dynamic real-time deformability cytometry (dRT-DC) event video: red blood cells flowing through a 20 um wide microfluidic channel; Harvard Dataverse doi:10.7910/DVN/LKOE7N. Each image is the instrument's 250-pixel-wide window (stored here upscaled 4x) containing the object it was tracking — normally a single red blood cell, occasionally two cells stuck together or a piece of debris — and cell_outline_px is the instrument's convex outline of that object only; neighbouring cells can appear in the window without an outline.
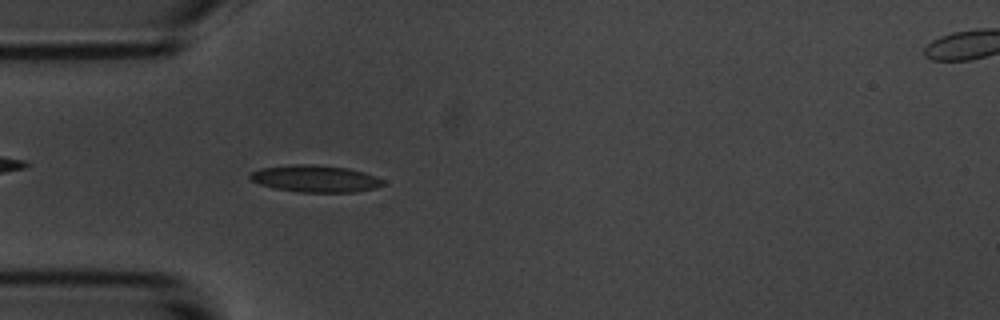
{"species": "common noctule bat (a hibernating species)", "species_latin": "Nyctalus noctula", "temperature_condition": "room temperature", "stored_images_in_passage": 55, "camera_frame_rate_fps": 3000, "um_per_image_px": 0.085, "animal": {"sex": "male", "body_mass_g": 20.1, "forearm_length_mm": 53.5}, "frame": {"image": 1, "passage_image": 15, "time_ms": 4.667, "image_size_px": [1000, 320], "cell_outline_px": [[388, 184], [376, 188], [356, 192], [300, 192], [272, 188], [260, 184], [252, 180], [248, 176], [252, 172], [260, 168], [288, 164], [312, 164], [348, 168], [364, 172], [376, 176], [384, 180]], "centroid_in_image_um": [26.83, 15.18], "position_along_channel_um": 58.2, "area_um2": 21.15}}
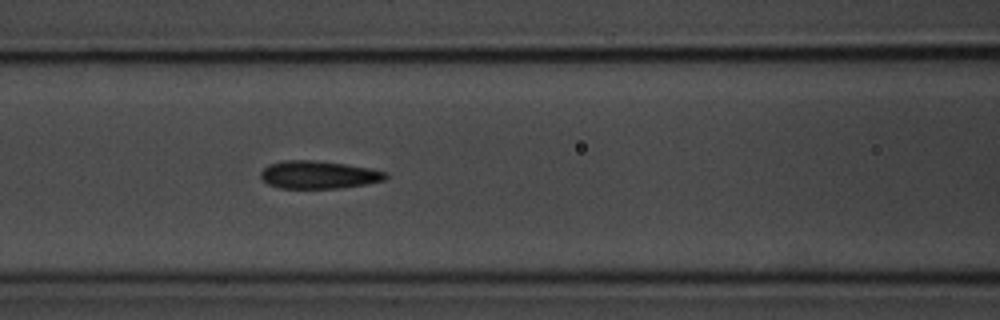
{"frame": {"image": 2, "passage_image": 22, "time_ms": 7.0, "image_size_px": [1000, 320], "cell_outline_px": [[388, 176], [384, 180], [364, 184], [340, 188], [280, 188], [268, 184], [260, 176], [260, 172], [268, 164], [284, 160], [312, 160], [344, 164], [372, 168], [388, 172]], "centroid_in_image_um": [27.08, 14.85], "position_along_channel_um": 139.5, "area_um2": 20.23}}
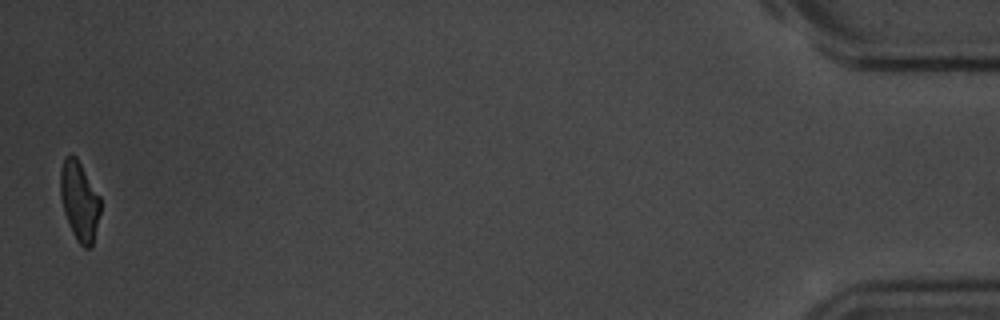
{"frame": {"image": 3, "passage_image": 54, "time_ms": 17.667, "image_size_px": [1000, 320], "cell_outline_px": [[100, 212], [92, 248], [84, 248], [76, 240], [72, 232], [64, 212], [60, 196], [60, 172], [64, 156], [72, 152], [76, 156], [100, 196]], "centroid_in_image_um": [6.74, 17.06], "position_along_channel_um": 428.5, "area_um2": 18.67}, "authors_computed_cell_mechanics": {"area_um2": 20.1722, "velocity_mm_per_s": 3.5937, "shape_relaxation_time_tau1_ms": 3.4943, "shape_relaxation_time_tau2_ms": 1.9644, "deformation_change_tau1": 0.1329, "deformation_change_tau2": 0.0818}}